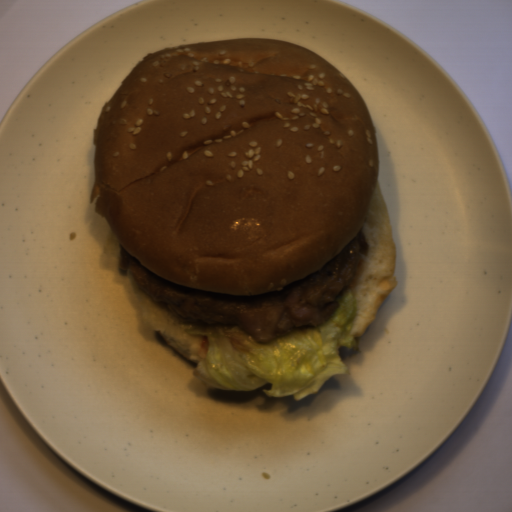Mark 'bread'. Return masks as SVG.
Returning <instances> with one entry per match:
<instances>
[{"label":"bread","mask_w":512,"mask_h":512,"mask_svg":"<svg viewBox=\"0 0 512 512\" xmlns=\"http://www.w3.org/2000/svg\"><path fill=\"white\" fill-rule=\"evenodd\" d=\"M92 143L100 264L138 309L139 331L191 362L207 335L185 332L120 273V245L189 289L255 297L318 271L363 227L353 337L398 284L370 109L311 49L259 37L149 51L100 110Z\"/></svg>","instance_id":"1"}]
</instances>
